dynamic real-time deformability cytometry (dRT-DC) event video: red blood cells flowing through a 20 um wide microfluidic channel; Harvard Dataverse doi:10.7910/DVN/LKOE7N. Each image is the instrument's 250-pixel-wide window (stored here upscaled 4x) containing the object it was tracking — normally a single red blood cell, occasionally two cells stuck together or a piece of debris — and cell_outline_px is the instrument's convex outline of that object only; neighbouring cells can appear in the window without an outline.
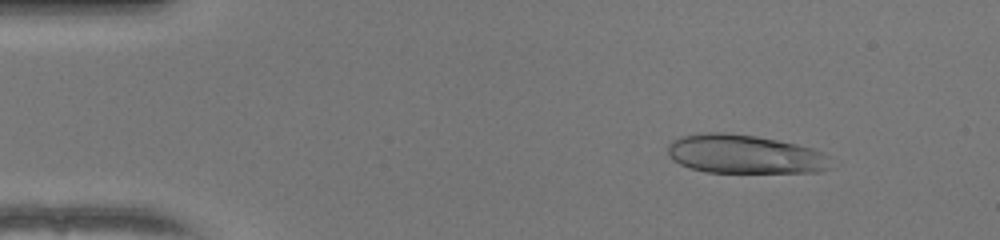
{"species": "human", "species_latin": "Homo sapiens", "temperature_condition": "warm", "stored_images_in_passage": 49, "camera_frame_rate_fps": 3000, "um_per_image_px": 0.085, "donor": {"sex": "female"}, "frame": {"image": 1, "passage_image": 5, "time_ms": 1.333, "image_size_px": [1000, 240], "cell_outline_px": [[832, 168], [820, 172], [704, 172], [680, 164], [672, 160], [668, 152], [668, 144], [672, 140], [680, 136], [700, 132], [724, 132], [756, 136], [796, 144], [812, 148], [824, 152]], "centroid_in_image_um": [63.27, 13.1], "position_along_channel_um": 21.7, "area_um2": 36.99}}
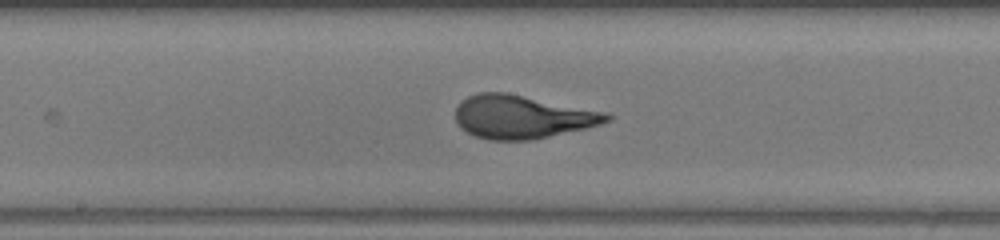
{"frame": {"image": 2, "passage_image": 25, "time_ms": 8.0, "image_size_px": [1000, 240], "cell_outline_px": [[612, 120], [600, 124], [584, 128], [532, 140], [488, 140], [476, 136], [460, 128], [456, 124], [456, 104], [460, 100], [476, 92], [508, 92], [608, 112], [612, 116]], "centroid_in_image_um": [44.36, 9.91], "position_along_channel_um": 203.8, "area_um2": 38.55}}
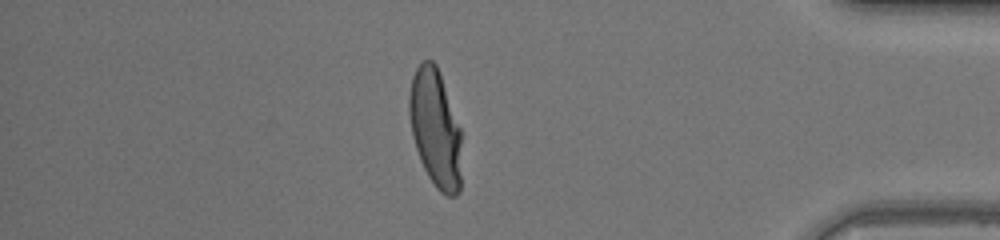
{"frame": {"image": 3, "passage_image": 42, "time_ms": 13.667, "image_size_px": [1000, 240], "cell_outline_px": [[460, 192], [456, 196], [448, 196], [440, 192], [436, 188], [428, 176], [420, 160], [412, 136], [408, 112], [408, 96], [412, 76], [420, 60], [432, 60], [436, 64], [440, 72], [460, 128]], "centroid_in_image_um": [36.98, 10.88], "position_along_channel_um": 398.2, "area_um2": 36.18}, "authors_computed_cell_mechanics": {"area_um2": 37.6278, "velocity_mm_per_s": 4.0718, "shape_relaxation_time_tau1_ms": 4.9867, "shape_relaxation_time_tau2_ms": null, "deformation_change_tau1": 0.2657, "deformation_change_tau2": null}}